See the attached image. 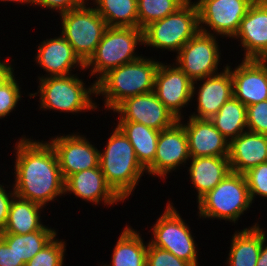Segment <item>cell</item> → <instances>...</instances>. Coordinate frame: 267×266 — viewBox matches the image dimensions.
<instances>
[{"label":"cell","mask_w":267,"mask_h":266,"mask_svg":"<svg viewBox=\"0 0 267 266\" xmlns=\"http://www.w3.org/2000/svg\"><path fill=\"white\" fill-rule=\"evenodd\" d=\"M263 241V230L258 224L235 232L228 257L230 266H256Z\"/></svg>","instance_id":"d4e9b609"},{"label":"cell","mask_w":267,"mask_h":266,"mask_svg":"<svg viewBox=\"0 0 267 266\" xmlns=\"http://www.w3.org/2000/svg\"><path fill=\"white\" fill-rule=\"evenodd\" d=\"M191 183L195 186L198 201L213 190L231 172L228 157H190Z\"/></svg>","instance_id":"603a6c76"},{"label":"cell","mask_w":267,"mask_h":266,"mask_svg":"<svg viewBox=\"0 0 267 266\" xmlns=\"http://www.w3.org/2000/svg\"><path fill=\"white\" fill-rule=\"evenodd\" d=\"M54 237L25 266H62L64 260L65 242Z\"/></svg>","instance_id":"1f68e13d"},{"label":"cell","mask_w":267,"mask_h":266,"mask_svg":"<svg viewBox=\"0 0 267 266\" xmlns=\"http://www.w3.org/2000/svg\"><path fill=\"white\" fill-rule=\"evenodd\" d=\"M220 74L205 77L199 87L197 102L198 114L191 117L197 119H211L216 115L222 105L233 97V80L229 68L224 67Z\"/></svg>","instance_id":"44dd1931"},{"label":"cell","mask_w":267,"mask_h":266,"mask_svg":"<svg viewBox=\"0 0 267 266\" xmlns=\"http://www.w3.org/2000/svg\"><path fill=\"white\" fill-rule=\"evenodd\" d=\"M113 112L120 114L119 121L141 123L158 131L170 128L178 121L154 91L126 98Z\"/></svg>","instance_id":"8fae6325"},{"label":"cell","mask_w":267,"mask_h":266,"mask_svg":"<svg viewBox=\"0 0 267 266\" xmlns=\"http://www.w3.org/2000/svg\"><path fill=\"white\" fill-rule=\"evenodd\" d=\"M160 62L140 57L109 70L96 80V96H105V107L114 109L126 98L154 91L155 74Z\"/></svg>","instance_id":"7a4b0ae2"},{"label":"cell","mask_w":267,"mask_h":266,"mask_svg":"<svg viewBox=\"0 0 267 266\" xmlns=\"http://www.w3.org/2000/svg\"><path fill=\"white\" fill-rule=\"evenodd\" d=\"M231 171L244 174L267 162V135L244 131L230 140L228 155Z\"/></svg>","instance_id":"ffe728a7"},{"label":"cell","mask_w":267,"mask_h":266,"mask_svg":"<svg viewBox=\"0 0 267 266\" xmlns=\"http://www.w3.org/2000/svg\"><path fill=\"white\" fill-rule=\"evenodd\" d=\"M210 32L200 26V31L177 52L176 65L193 81L192 96L195 94L196 81L218 74L221 53L216 36Z\"/></svg>","instance_id":"9c48e42d"},{"label":"cell","mask_w":267,"mask_h":266,"mask_svg":"<svg viewBox=\"0 0 267 266\" xmlns=\"http://www.w3.org/2000/svg\"><path fill=\"white\" fill-rule=\"evenodd\" d=\"M264 243H266V235L263 231V241L256 266H267V244L265 245Z\"/></svg>","instance_id":"ab89813d"},{"label":"cell","mask_w":267,"mask_h":266,"mask_svg":"<svg viewBox=\"0 0 267 266\" xmlns=\"http://www.w3.org/2000/svg\"><path fill=\"white\" fill-rule=\"evenodd\" d=\"M188 0H137L138 28L175 13Z\"/></svg>","instance_id":"4dcf8cb0"},{"label":"cell","mask_w":267,"mask_h":266,"mask_svg":"<svg viewBox=\"0 0 267 266\" xmlns=\"http://www.w3.org/2000/svg\"><path fill=\"white\" fill-rule=\"evenodd\" d=\"M152 231L153 239L149 242L152 246L167 250L192 266H198L194 238L189 227L171 203L158 218Z\"/></svg>","instance_id":"30bf717a"},{"label":"cell","mask_w":267,"mask_h":266,"mask_svg":"<svg viewBox=\"0 0 267 266\" xmlns=\"http://www.w3.org/2000/svg\"><path fill=\"white\" fill-rule=\"evenodd\" d=\"M19 88L13 73L0 85V119L16 107L21 98Z\"/></svg>","instance_id":"d6a6232c"},{"label":"cell","mask_w":267,"mask_h":266,"mask_svg":"<svg viewBox=\"0 0 267 266\" xmlns=\"http://www.w3.org/2000/svg\"><path fill=\"white\" fill-rule=\"evenodd\" d=\"M246 50L244 59L262 60L267 54V0H255L234 36Z\"/></svg>","instance_id":"e0dca14e"},{"label":"cell","mask_w":267,"mask_h":266,"mask_svg":"<svg viewBox=\"0 0 267 266\" xmlns=\"http://www.w3.org/2000/svg\"><path fill=\"white\" fill-rule=\"evenodd\" d=\"M34 5H41L53 10H59L60 14L80 7L85 0H31Z\"/></svg>","instance_id":"8d00e7d4"},{"label":"cell","mask_w":267,"mask_h":266,"mask_svg":"<svg viewBox=\"0 0 267 266\" xmlns=\"http://www.w3.org/2000/svg\"><path fill=\"white\" fill-rule=\"evenodd\" d=\"M14 196H15L14 188L12 193L10 192L7 193L6 190L3 188V186L0 185V232H2L6 226L9 207Z\"/></svg>","instance_id":"74e56055"},{"label":"cell","mask_w":267,"mask_h":266,"mask_svg":"<svg viewBox=\"0 0 267 266\" xmlns=\"http://www.w3.org/2000/svg\"><path fill=\"white\" fill-rule=\"evenodd\" d=\"M64 180L70 175L99 166V153L94 145L80 135L56 137L50 142Z\"/></svg>","instance_id":"4fadbf2b"},{"label":"cell","mask_w":267,"mask_h":266,"mask_svg":"<svg viewBox=\"0 0 267 266\" xmlns=\"http://www.w3.org/2000/svg\"><path fill=\"white\" fill-rule=\"evenodd\" d=\"M60 16L62 20L61 35L85 64L95 52L108 27L105 20L95 8H88L84 3Z\"/></svg>","instance_id":"ba28073f"},{"label":"cell","mask_w":267,"mask_h":266,"mask_svg":"<svg viewBox=\"0 0 267 266\" xmlns=\"http://www.w3.org/2000/svg\"><path fill=\"white\" fill-rule=\"evenodd\" d=\"M158 99L178 118L181 108L193 97V81L178 67L160 62L154 83Z\"/></svg>","instance_id":"9a60e30c"},{"label":"cell","mask_w":267,"mask_h":266,"mask_svg":"<svg viewBox=\"0 0 267 266\" xmlns=\"http://www.w3.org/2000/svg\"><path fill=\"white\" fill-rule=\"evenodd\" d=\"M12 65L0 61V85L13 73Z\"/></svg>","instance_id":"60d3db41"},{"label":"cell","mask_w":267,"mask_h":266,"mask_svg":"<svg viewBox=\"0 0 267 266\" xmlns=\"http://www.w3.org/2000/svg\"><path fill=\"white\" fill-rule=\"evenodd\" d=\"M248 131L267 135V100L246 107Z\"/></svg>","instance_id":"e575fe53"},{"label":"cell","mask_w":267,"mask_h":266,"mask_svg":"<svg viewBox=\"0 0 267 266\" xmlns=\"http://www.w3.org/2000/svg\"><path fill=\"white\" fill-rule=\"evenodd\" d=\"M255 0H198L199 25L217 35L234 38L241 21Z\"/></svg>","instance_id":"7c38bea8"},{"label":"cell","mask_w":267,"mask_h":266,"mask_svg":"<svg viewBox=\"0 0 267 266\" xmlns=\"http://www.w3.org/2000/svg\"><path fill=\"white\" fill-rule=\"evenodd\" d=\"M265 63H267V54L266 56L262 59Z\"/></svg>","instance_id":"7bdbcfd3"},{"label":"cell","mask_w":267,"mask_h":266,"mask_svg":"<svg viewBox=\"0 0 267 266\" xmlns=\"http://www.w3.org/2000/svg\"><path fill=\"white\" fill-rule=\"evenodd\" d=\"M182 125L187 135L190 157H228L230 142L210 120L189 116L188 123Z\"/></svg>","instance_id":"ac0fdd59"},{"label":"cell","mask_w":267,"mask_h":266,"mask_svg":"<svg viewBox=\"0 0 267 266\" xmlns=\"http://www.w3.org/2000/svg\"><path fill=\"white\" fill-rule=\"evenodd\" d=\"M248 184L251 200L255 195L267 198V162L250 168L244 173Z\"/></svg>","instance_id":"836d02e7"},{"label":"cell","mask_w":267,"mask_h":266,"mask_svg":"<svg viewBox=\"0 0 267 266\" xmlns=\"http://www.w3.org/2000/svg\"><path fill=\"white\" fill-rule=\"evenodd\" d=\"M38 48L37 63L50 76L70 75L71 68L75 65L84 69L85 64L62 35L44 40Z\"/></svg>","instance_id":"7402d4cb"},{"label":"cell","mask_w":267,"mask_h":266,"mask_svg":"<svg viewBox=\"0 0 267 266\" xmlns=\"http://www.w3.org/2000/svg\"><path fill=\"white\" fill-rule=\"evenodd\" d=\"M23 261H18L16 254L0 237V266H25Z\"/></svg>","instance_id":"f35d334b"},{"label":"cell","mask_w":267,"mask_h":266,"mask_svg":"<svg viewBox=\"0 0 267 266\" xmlns=\"http://www.w3.org/2000/svg\"><path fill=\"white\" fill-rule=\"evenodd\" d=\"M99 166L106 182L125 200L146 170L138 162L127 136L116 126L106 150L99 153Z\"/></svg>","instance_id":"3957f363"},{"label":"cell","mask_w":267,"mask_h":266,"mask_svg":"<svg viewBox=\"0 0 267 266\" xmlns=\"http://www.w3.org/2000/svg\"><path fill=\"white\" fill-rule=\"evenodd\" d=\"M1 1H10V2H12V1L15 2L16 1L17 3L21 2V3H28V4L30 3L31 4V0H1Z\"/></svg>","instance_id":"b9f144b4"},{"label":"cell","mask_w":267,"mask_h":266,"mask_svg":"<svg viewBox=\"0 0 267 266\" xmlns=\"http://www.w3.org/2000/svg\"><path fill=\"white\" fill-rule=\"evenodd\" d=\"M197 203L200 218H221L235 223L252 204L245 175L231 171Z\"/></svg>","instance_id":"277c9868"},{"label":"cell","mask_w":267,"mask_h":266,"mask_svg":"<svg viewBox=\"0 0 267 266\" xmlns=\"http://www.w3.org/2000/svg\"><path fill=\"white\" fill-rule=\"evenodd\" d=\"M65 192L94 204L104 201L107 206L123 200L106 182L100 166L70 175L65 180Z\"/></svg>","instance_id":"d6986e66"},{"label":"cell","mask_w":267,"mask_h":266,"mask_svg":"<svg viewBox=\"0 0 267 266\" xmlns=\"http://www.w3.org/2000/svg\"><path fill=\"white\" fill-rule=\"evenodd\" d=\"M209 120L230 142L244 133V129L247 128L246 106L233 96Z\"/></svg>","instance_id":"f1b7e54d"},{"label":"cell","mask_w":267,"mask_h":266,"mask_svg":"<svg viewBox=\"0 0 267 266\" xmlns=\"http://www.w3.org/2000/svg\"><path fill=\"white\" fill-rule=\"evenodd\" d=\"M146 266H192L171 252L147 243Z\"/></svg>","instance_id":"d590c367"},{"label":"cell","mask_w":267,"mask_h":266,"mask_svg":"<svg viewBox=\"0 0 267 266\" xmlns=\"http://www.w3.org/2000/svg\"><path fill=\"white\" fill-rule=\"evenodd\" d=\"M56 234L54 229L44 226L41 230L24 235L0 234V237L13 249L18 261H23L26 264L56 237Z\"/></svg>","instance_id":"83f0119b"},{"label":"cell","mask_w":267,"mask_h":266,"mask_svg":"<svg viewBox=\"0 0 267 266\" xmlns=\"http://www.w3.org/2000/svg\"><path fill=\"white\" fill-rule=\"evenodd\" d=\"M39 79L40 108L71 113L97 108L90 98L91 93L96 94V83L85 88L83 81L71 74L43 76Z\"/></svg>","instance_id":"52a82bcc"},{"label":"cell","mask_w":267,"mask_h":266,"mask_svg":"<svg viewBox=\"0 0 267 266\" xmlns=\"http://www.w3.org/2000/svg\"><path fill=\"white\" fill-rule=\"evenodd\" d=\"M233 96L246 107L267 100V63L244 59L233 71Z\"/></svg>","instance_id":"2e32d148"},{"label":"cell","mask_w":267,"mask_h":266,"mask_svg":"<svg viewBox=\"0 0 267 266\" xmlns=\"http://www.w3.org/2000/svg\"><path fill=\"white\" fill-rule=\"evenodd\" d=\"M15 195L44 207L65 193V180L50 143L25 139L16 146Z\"/></svg>","instance_id":"6da1fadb"},{"label":"cell","mask_w":267,"mask_h":266,"mask_svg":"<svg viewBox=\"0 0 267 266\" xmlns=\"http://www.w3.org/2000/svg\"><path fill=\"white\" fill-rule=\"evenodd\" d=\"M117 126L127 136L138 162L146 170L154 162L160 131L131 121H118Z\"/></svg>","instance_id":"484cf974"},{"label":"cell","mask_w":267,"mask_h":266,"mask_svg":"<svg viewBox=\"0 0 267 266\" xmlns=\"http://www.w3.org/2000/svg\"><path fill=\"white\" fill-rule=\"evenodd\" d=\"M181 121L178 119L172 127L160 131L154 162L146 169L149 175L164 178L190 158L187 135Z\"/></svg>","instance_id":"5bb4252c"},{"label":"cell","mask_w":267,"mask_h":266,"mask_svg":"<svg viewBox=\"0 0 267 266\" xmlns=\"http://www.w3.org/2000/svg\"><path fill=\"white\" fill-rule=\"evenodd\" d=\"M192 3L188 0L175 13L144 27V45L179 52L200 31L198 8Z\"/></svg>","instance_id":"5b68a950"},{"label":"cell","mask_w":267,"mask_h":266,"mask_svg":"<svg viewBox=\"0 0 267 266\" xmlns=\"http://www.w3.org/2000/svg\"><path fill=\"white\" fill-rule=\"evenodd\" d=\"M140 42L143 44V29L108 26L84 69L93 66L91 75L99 74V80L109 70L139 59L134 51Z\"/></svg>","instance_id":"8992f818"},{"label":"cell","mask_w":267,"mask_h":266,"mask_svg":"<svg viewBox=\"0 0 267 266\" xmlns=\"http://www.w3.org/2000/svg\"><path fill=\"white\" fill-rule=\"evenodd\" d=\"M95 10L110 27L138 28L137 0H94Z\"/></svg>","instance_id":"f546056e"},{"label":"cell","mask_w":267,"mask_h":266,"mask_svg":"<svg viewBox=\"0 0 267 266\" xmlns=\"http://www.w3.org/2000/svg\"><path fill=\"white\" fill-rule=\"evenodd\" d=\"M42 207L15 195L9 207L6 226L0 234L24 235L41 230L45 226L40 222L39 209Z\"/></svg>","instance_id":"cb8c5ba5"},{"label":"cell","mask_w":267,"mask_h":266,"mask_svg":"<svg viewBox=\"0 0 267 266\" xmlns=\"http://www.w3.org/2000/svg\"><path fill=\"white\" fill-rule=\"evenodd\" d=\"M137 231L126 226L117 240L112 255V265L103 266H146L147 245Z\"/></svg>","instance_id":"4316f807"}]
</instances>
